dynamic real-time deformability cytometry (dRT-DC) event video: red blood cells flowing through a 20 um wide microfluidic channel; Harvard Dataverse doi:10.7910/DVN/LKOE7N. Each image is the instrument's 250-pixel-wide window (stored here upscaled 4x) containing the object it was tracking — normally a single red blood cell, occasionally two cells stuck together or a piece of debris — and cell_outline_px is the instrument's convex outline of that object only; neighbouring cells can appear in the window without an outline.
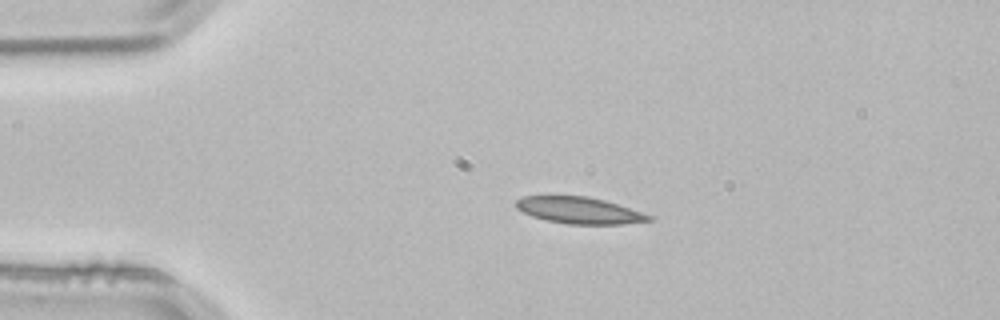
{"species": "common noctule bat (a hibernating species)", "species_latin": "Nyctalus noctula", "temperature_condition": "room temperature", "stored_images_in_passage": 43, "camera_frame_rate_fps": 3000, "um_per_image_px": 0.085, "animal": {"sex": "male", "body_mass_g": 21.5, "forearm_length_mm": 52.0}, "frame": {"image": 1, "passage_image": 1, "time_ms": 0.0, "image_size_px": [1000, 320], "cell_outline_px": [[652, 220], [624, 224], [568, 224], [548, 220], [532, 216], [516, 208], [516, 200], [524, 196], [548, 192], [552, 192], [588, 196], [604, 200], [652, 216]], "centroid_in_image_um": [49.12, 17.82], "position_along_channel_um": 35.9, "area_um2": 21.21}}
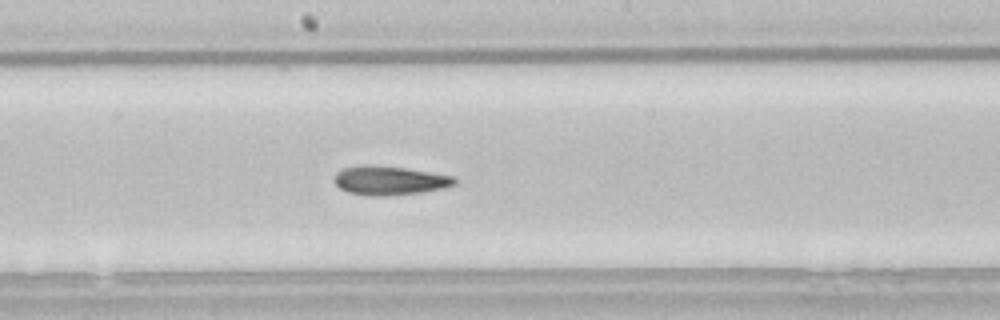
{"frame": {"image": 2, "passage_image": 18, "time_ms": 5.667, "image_size_px": [1000, 320], "cell_outline_px": [[456, 184], [444, 188], [420, 192], [388, 196], [368, 196], [348, 192], [340, 188], [336, 184], [336, 172], [344, 168], [404, 168], [456, 176]], "centroid_in_image_um": [33.21, 15.4], "position_along_channel_um": 215.0, "area_um2": 19.36}}
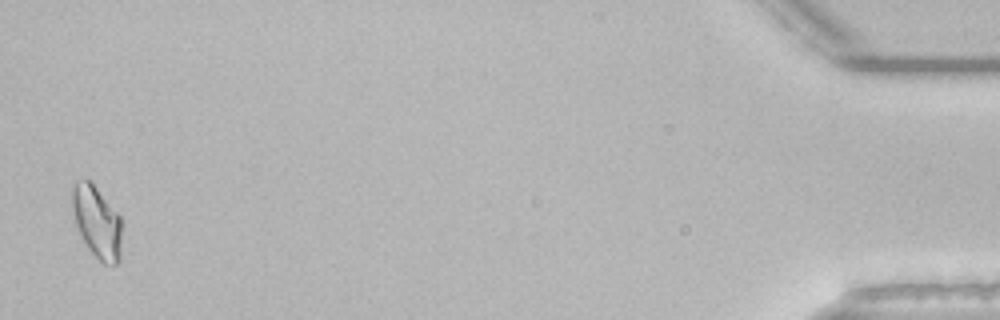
{"frame": {"image": 3, "passage_image": 42, "time_ms": 13.667, "image_size_px": [1000, 320], "cell_outline_px": [[124, 224], [120, 260], [116, 264], [104, 264], [88, 248], [76, 224], [72, 208], [72, 184], [76, 180], [88, 180], [96, 188], [120, 216]], "centroid_in_image_um": [8.28, 18.89], "position_along_channel_um": 426.9, "area_um2": 20.87}, "authors_computed_cell_mechanics": {"area_um2": 19.8254, "velocity_mm_per_s": 3.8032, "shape_relaxation_time_tau1_ms": null, "shape_relaxation_time_tau2_ms": 3.7672, "deformation_change_tau1": null, "deformation_change_tau2": 0.0937}}